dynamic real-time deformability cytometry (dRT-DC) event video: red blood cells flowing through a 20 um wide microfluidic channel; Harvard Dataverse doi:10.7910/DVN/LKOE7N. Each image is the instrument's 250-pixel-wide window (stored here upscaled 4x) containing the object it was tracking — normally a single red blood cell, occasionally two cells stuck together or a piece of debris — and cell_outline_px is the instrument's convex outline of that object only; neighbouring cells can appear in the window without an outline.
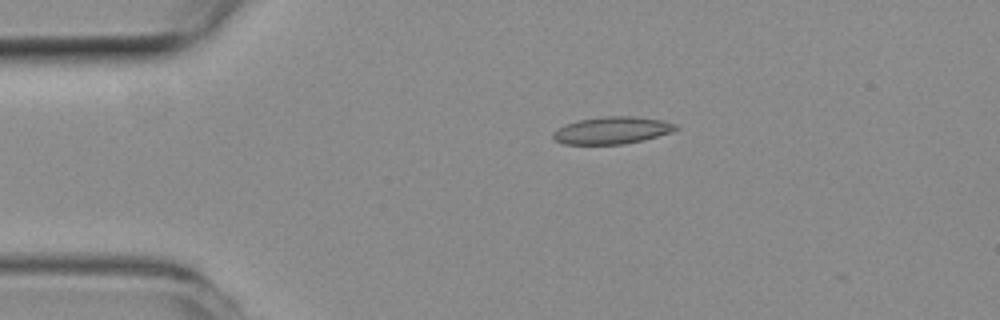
{"species": "common noctule bat (a hibernating species)", "species_latin": "Nyctalus noctula", "temperature_condition": "room temperature", "stored_images_in_passage": 41, "camera_frame_rate_fps": 3000, "um_per_image_px": 0.085, "animal": {"sex": "female", "body_mass_g": 19.3, "forearm_length_mm": 54.1}, "frame": {"image": 1, "passage_image": 1, "time_ms": 0.0, "image_size_px": [1000, 320], "cell_outline_px": [[676, 128], [672, 132], [644, 140], [624, 144], [564, 144], [556, 140], [552, 136], [552, 132], [556, 128], [580, 120], [604, 116], [636, 116], [660, 120], [676, 124]], "centroid_in_image_um": [52.01, 11.08], "position_along_channel_um": 33.0, "area_um2": 19.31}}
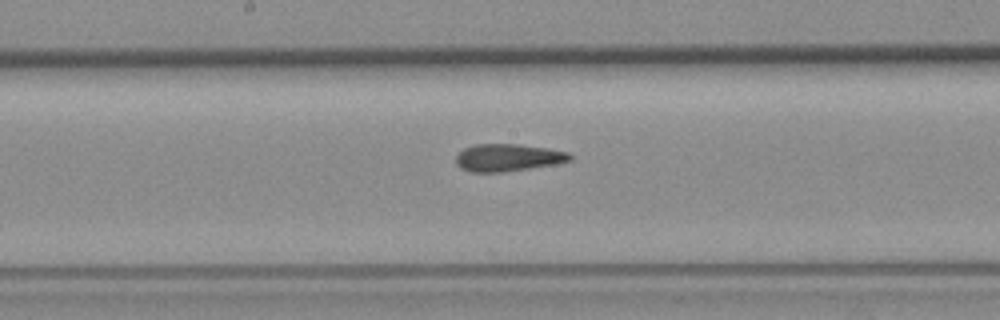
{"frame": {"image": 2, "passage_image": 17, "time_ms": 5.333, "image_size_px": [1000, 320], "cell_outline_px": [[572, 160], [560, 164], [500, 172], [472, 172], [460, 168], [456, 164], [456, 156], [464, 148], [476, 144], [516, 144], [548, 148], [568, 152], [572, 156]], "centroid_in_image_um": [43.2, 13.4], "position_along_channel_um": 205.0, "area_um2": 18.26}}
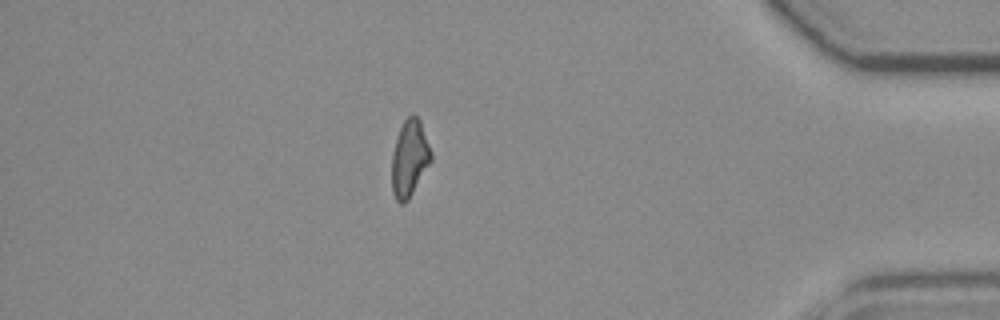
{"frame": {"image": 3, "passage_image": 35, "time_ms": 11.333, "image_size_px": [1000, 320], "cell_outline_px": [[432, 160], [408, 200], [404, 204], [400, 204], [396, 200], [392, 192], [392, 156], [396, 140], [400, 128], [404, 120], [412, 112], [420, 120], [432, 152]], "centroid_in_image_um": [34.82, 13.46], "position_along_channel_um": 400.4, "area_um2": 17.51}, "authors_computed_cell_mechanics": {"area_um2": 18.1492, "velocity_mm_per_s": 3.9853, "shape_relaxation_time_tau1_ms": null, "shape_relaxation_time_tau2_ms": 3.3968, "deformation_change_tau1": null, "deformation_change_tau2": 0.1138}}